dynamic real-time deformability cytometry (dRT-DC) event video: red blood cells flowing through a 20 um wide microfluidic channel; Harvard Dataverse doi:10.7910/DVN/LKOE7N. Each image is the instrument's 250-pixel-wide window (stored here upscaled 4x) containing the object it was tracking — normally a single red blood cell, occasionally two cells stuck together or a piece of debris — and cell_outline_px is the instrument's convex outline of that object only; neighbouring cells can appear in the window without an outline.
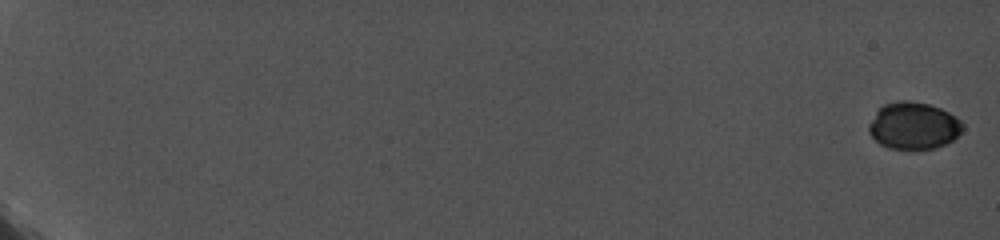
{"species": "common noctule bat (a hibernating species)", "species_latin": "Nyctalus noctula", "temperature_condition": "cold", "stored_images_in_passage": 43, "camera_frame_rate_fps": 5000, "um_per_image_px": 0.085, "animal": {"sex": "female", "body_mass_g": 19.0, "forearm_length_mm": 56.7}, "frame": {"image": 1, "passage_image": 1, "time_ms": 0.0, "image_size_px": [1000, 240], "cell_outline_px": [[964, 128], [952, 140], [936, 148], [888, 148], [880, 144], [868, 132], [868, 124], [876, 112], [884, 104], [900, 100], [908, 100], [928, 104], [940, 108], [956, 116], [964, 124]], "centroid_in_image_um": [77.65, 10.67], "position_along_channel_um": 7.4, "area_um2": 25.55}}
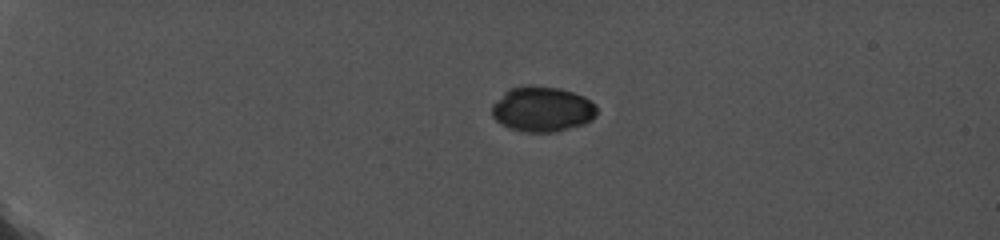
{"frame": {"image": 2, "passage_image": 30, "time_ms": 5.2, "image_size_px": [1000, 240], "cell_outline_px": [[596, 116], [592, 120], [584, 124], [556, 132], [524, 132], [508, 128], [500, 124], [492, 116], [492, 104], [508, 88], [528, 84], [560, 88], [584, 96], [596, 104]], "centroid_in_image_um": [46.08, 9.27], "position_along_channel_um": 38.9, "area_um2": 28.09}}